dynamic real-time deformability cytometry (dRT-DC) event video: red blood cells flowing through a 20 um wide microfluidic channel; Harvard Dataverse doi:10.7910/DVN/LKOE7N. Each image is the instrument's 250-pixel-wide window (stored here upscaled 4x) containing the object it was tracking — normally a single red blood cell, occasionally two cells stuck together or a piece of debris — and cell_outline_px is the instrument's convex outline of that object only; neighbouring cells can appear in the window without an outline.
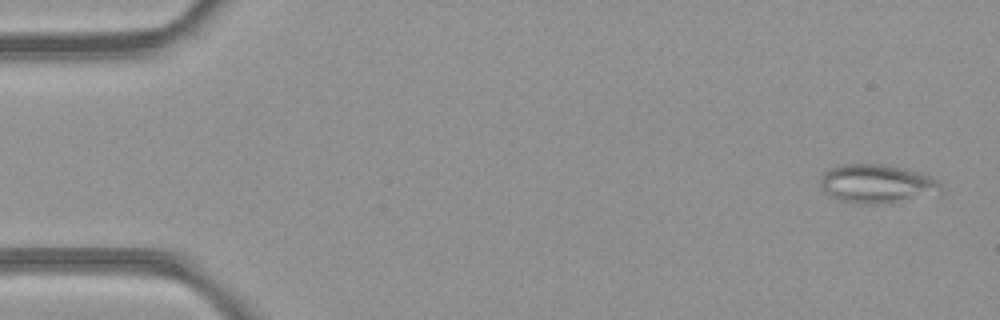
{"species": "common noctule bat (a hibernating species)", "species_latin": "Nyctalus noctula", "temperature_condition": "room temperature", "stored_images_in_passage": 49, "camera_frame_rate_fps": 3000, "um_per_image_px": 0.085, "animal": {"sex": "female", "body_mass_g": 21.9}, "frame": {"image": 1, "passage_image": 2, "time_ms": 0.333, "image_size_px": [1000, 320], "cell_outline_px": [[944, 192], [892, 204], [860, 204], [840, 200], [824, 192], [820, 184], [820, 176], [824, 172], [832, 168], [844, 164], [880, 164], [900, 168], [932, 176], [940, 180], [944, 184]], "centroid_in_image_um": [74.61, 15.65], "position_along_channel_um": 10.4, "area_um2": 27.63}}
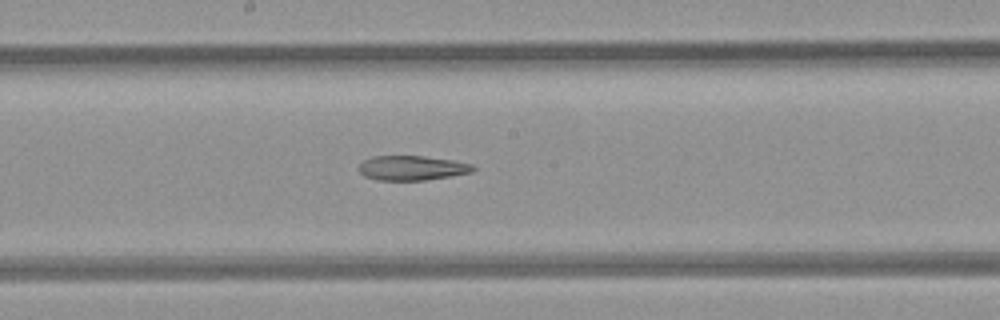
{"frame": {"image": 2, "passage_image": 26, "time_ms": 8.333, "image_size_px": [1000, 320], "cell_outline_px": [[476, 168], [472, 172], [452, 176], [424, 180], [376, 180], [364, 176], [356, 168], [364, 160], [372, 156], [424, 156], [452, 160], [472, 164]], "centroid_in_image_um": [35.0, 14.28], "position_along_channel_um": 213.2, "area_um2": 16.47}}
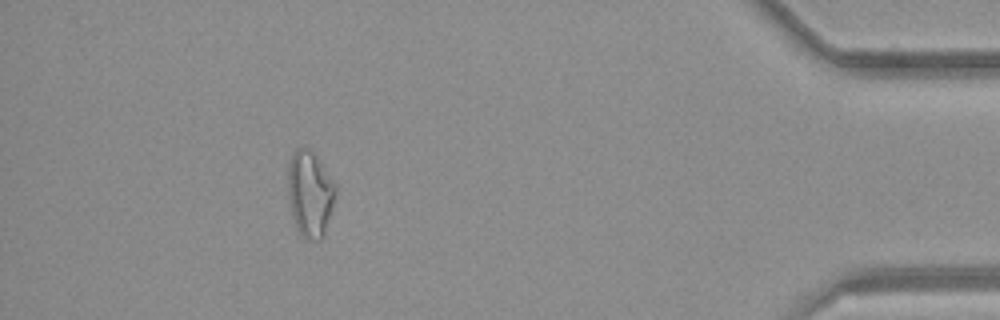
{"frame": {"image": 3, "passage_image": 44, "time_ms": 14.333, "image_size_px": [1000, 320], "cell_outline_px": [[336, 192], [324, 236], [320, 240], [316, 240], [300, 236], [296, 228], [292, 216], [288, 196], [288, 164], [292, 152], [296, 148], [308, 148], [312, 152], [336, 184]], "centroid_in_image_um": [26.33, 16.48], "position_along_channel_um": 408.9, "area_um2": 23.76}}